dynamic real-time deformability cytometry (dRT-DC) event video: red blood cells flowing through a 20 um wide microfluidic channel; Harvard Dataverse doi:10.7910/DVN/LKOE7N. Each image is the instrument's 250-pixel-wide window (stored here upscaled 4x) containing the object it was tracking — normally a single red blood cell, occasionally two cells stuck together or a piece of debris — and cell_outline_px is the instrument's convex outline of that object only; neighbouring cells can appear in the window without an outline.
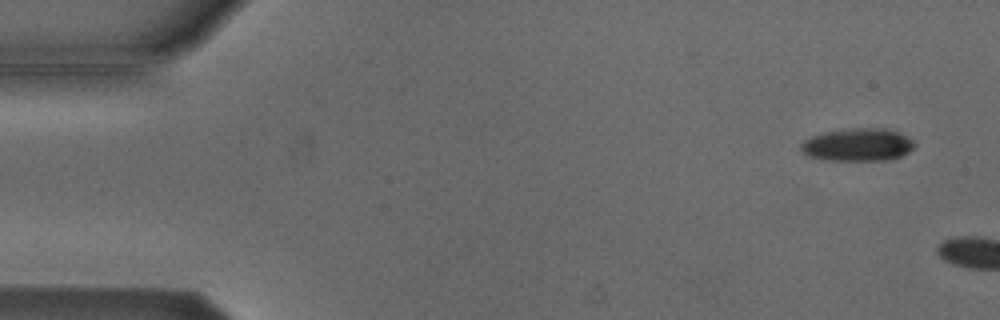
{"species": "Egyptian fruit bat (a non-hibernating species)", "species_latin": "Rousettus aegyptiacus", "temperature_condition": "cold", "stored_images_in_passage": 2, "camera_frame_rate_fps": 3000, "um_per_image_px": 0.085, "animal": {"sex": "male"}, "frame": {"image": 1, "passage_image": 1, "time_ms": 0.0, "image_size_px": [1000, 320], "cell_outline_px": [[916, 144], [908, 152], [900, 156], [884, 160], [828, 160], [808, 156], [800, 148], [800, 144], [804, 140], [812, 136], [824, 132], [852, 128], [884, 128], [896, 132], [912, 140]], "centroid_in_image_um": [72.87, 12.3], "position_along_channel_um": 12.1, "area_um2": 21.39}}